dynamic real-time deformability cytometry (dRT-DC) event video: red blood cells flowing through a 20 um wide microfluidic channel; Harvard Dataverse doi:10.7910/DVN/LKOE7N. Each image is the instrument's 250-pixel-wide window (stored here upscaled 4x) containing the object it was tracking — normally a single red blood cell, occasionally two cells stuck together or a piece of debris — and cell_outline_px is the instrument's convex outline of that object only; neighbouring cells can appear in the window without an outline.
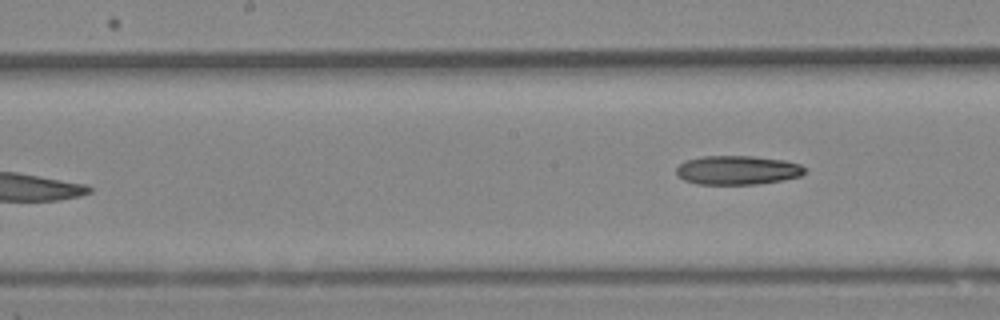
{"species": "Egyptian fruit bat (a non-hibernating species)", "species_latin": "Rousettus aegyptiacus", "temperature_condition": "cold", "stored_images_in_passage": 9, "camera_frame_rate_fps": 3000, "um_per_image_px": 0.085, "animal": {"sex": "female"}, "frame": {"image": 1, "passage_image": 9, "time_ms": 9.667, "image_size_px": [1000, 320], "cell_outline_px": [[804, 172], [800, 176], [784, 180], [756, 184], [696, 184], [684, 180], [676, 176], [676, 168], [680, 164], [688, 160], [704, 156], [752, 156], [784, 160], [800, 164], [804, 168]], "centroid_in_image_um": [62.66, 14.47], "position_along_channel_um": 185.5, "area_um2": 21.68}}